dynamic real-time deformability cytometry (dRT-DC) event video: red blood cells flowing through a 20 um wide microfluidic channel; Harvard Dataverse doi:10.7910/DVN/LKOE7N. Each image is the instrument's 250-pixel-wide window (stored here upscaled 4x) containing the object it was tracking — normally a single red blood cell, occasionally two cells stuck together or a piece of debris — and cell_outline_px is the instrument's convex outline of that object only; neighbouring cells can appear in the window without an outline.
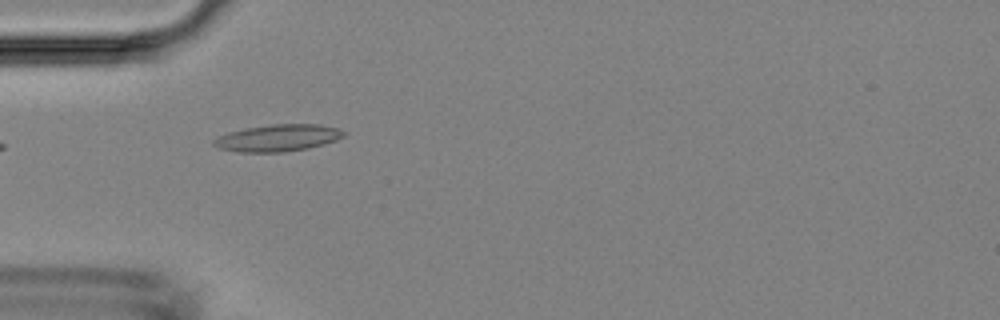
{"species": "Egyptian fruit bat (a non-hibernating species)", "species_latin": "Rousettus aegyptiacus", "temperature_condition": "room temperature", "stored_images_in_passage": 2, "camera_frame_rate_fps": 3000, "um_per_image_px": 0.085, "animal": {"sex": "female"}, "frame": {"image": 1, "passage_image": 1, "time_ms": 0.0, "image_size_px": [1000, 320], "cell_outline_px": [[344, 136], [336, 140], [324, 144], [308, 148], [284, 152], [236, 152], [216, 148], [212, 144], [212, 140], [228, 132], [244, 128], [272, 124], [320, 124], [340, 128], [344, 132]], "centroid_in_image_um": [23.59, 11.72], "position_along_channel_um": 61.4, "area_um2": 20.58}}